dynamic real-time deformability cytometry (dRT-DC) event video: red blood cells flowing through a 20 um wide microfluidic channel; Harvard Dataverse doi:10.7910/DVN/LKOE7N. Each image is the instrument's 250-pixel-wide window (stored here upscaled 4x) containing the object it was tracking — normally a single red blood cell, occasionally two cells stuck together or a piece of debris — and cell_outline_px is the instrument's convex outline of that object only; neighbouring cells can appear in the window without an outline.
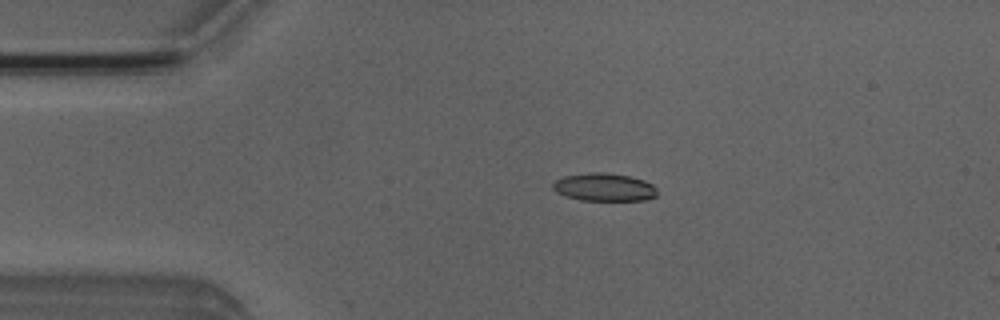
{"species": "Egyptian fruit bat (a non-hibernating species)", "species_latin": "Rousettus aegyptiacus", "temperature_condition": "room temperature", "stored_images_in_passage": 11, "camera_frame_rate_fps": 3000, "um_per_image_px": 0.085, "animal": {"sex": "male"}, "frame": {"image": 1, "passage_image": 10, "time_ms": 3.0, "image_size_px": [1000, 320], "cell_outline_px": [[656, 196], [644, 200], [580, 200], [564, 196], [556, 192], [552, 188], [552, 184], [556, 180], [564, 176], [588, 172], [604, 172], [628, 176], [644, 180], [652, 184], [656, 188]], "centroid_in_image_um": [51.32, 15.91], "position_along_channel_um": 33.7, "area_um2": 16.99}}